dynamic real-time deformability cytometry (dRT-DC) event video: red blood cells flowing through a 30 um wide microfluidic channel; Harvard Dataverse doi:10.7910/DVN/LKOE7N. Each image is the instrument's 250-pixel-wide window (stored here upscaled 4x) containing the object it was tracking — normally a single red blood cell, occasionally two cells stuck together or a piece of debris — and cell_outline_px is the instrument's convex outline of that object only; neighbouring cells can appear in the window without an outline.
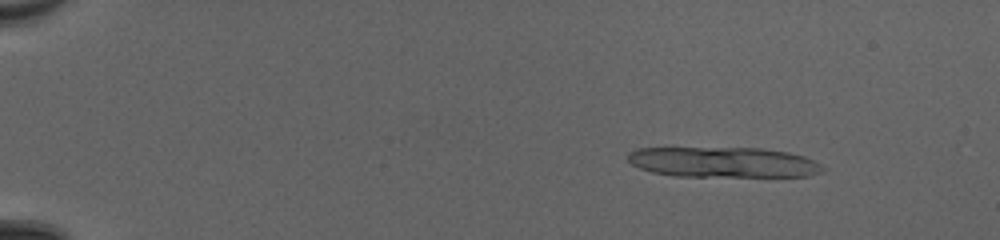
{"species": "common noctule bat (a hibernating species)", "species_latin": "Nyctalus noctula", "temperature_condition": "cold", "stored_images_in_passage": 51, "camera_frame_rate_fps": 3000, "um_per_image_px": 0.085, "animal": {"sex": "female", "body_mass_g": 20.0, "forearm_length_mm": 54.0}, "frame": {"image": 1, "passage_image": 7, "time_ms": 2.0, "image_size_px": [1000, 240], "cell_outline_px": [[828, 168], [824, 172], [808, 176], [672, 176], [652, 172], [640, 168], [632, 164], [628, 160], [628, 152], [636, 148], [764, 148], [788, 152], [804, 156]], "centroid_in_image_um": [61.5, 13.79], "position_along_channel_um": 23.5, "area_um2": 34.68}}
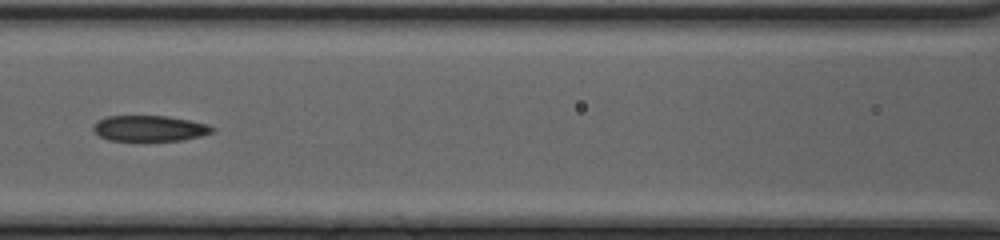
{"frame": {"image": 2, "passage_image": 26, "time_ms": 8.333, "image_size_px": [1000, 240], "cell_outline_px": [[216, 128], [212, 132], [200, 136], [184, 140], [108, 140], [100, 136], [92, 128], [96, 120], [108, 116], [168, 116], [208, 124]], "centroid_in_image_um": [12.71, 10.9], "position_along_channel_um": 153.9, "area_um2": 17.74}}
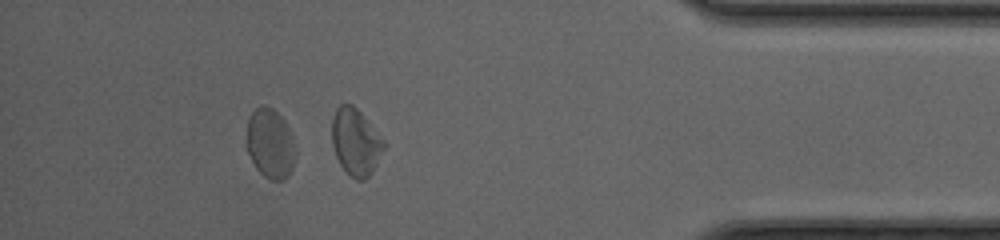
{"frame": {"image": 3, "passage_image": 46, "time_ms": 15.0, "image_size_px": [1000, 240], "cell_outline_px": [[388, 144], [372, 172], [364, 180], [356, 180], [348, 176], [340, 164], [336, 156], [332, 144], [332, 120], [336, 108], [340, 104], [352, 104], [360, 112]], "centroid_in_image_um": [30.25, 12.09], "position_along_channel_um": 405.0, "area_um2": 20.4}, "authors_computed_cell_mechanics": {"area_um2": 20.0566, "velocity_mm_per_s": 4.2007, "shape_relaxation_time_tau1_ms": null, "shape_relaxation_time_tau2_ms": 3.6211, "deformation_change_tau1": null, "deformation_change_tau2": 0.1249}}